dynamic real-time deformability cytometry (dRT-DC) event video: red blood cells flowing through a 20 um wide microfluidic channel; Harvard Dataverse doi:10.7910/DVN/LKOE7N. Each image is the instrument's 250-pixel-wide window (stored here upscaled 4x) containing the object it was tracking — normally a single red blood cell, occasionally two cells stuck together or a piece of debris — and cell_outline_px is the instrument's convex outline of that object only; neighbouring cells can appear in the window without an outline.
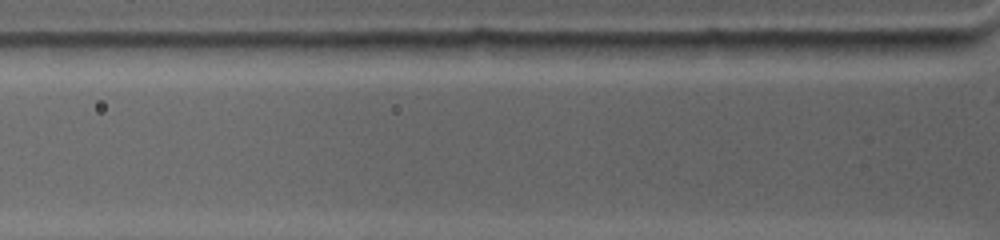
{"species": "common noctule bat (a hibernating species)", "species_latin": "Nyctalus noctula", "temperature_condition": "warm", "stored_images_in_passage": 2, "camera_frame_rate_fps": 4500, "um_per_image_px": 0.085, "animal": {"sex": "female", "body_mass_g": 19.0, "forearm_length_mm": 53.3}, "frame": {"image": 1, "passage_image": 2, "time_ms": 0.444, "image_size_px": [1000, 240], "cell_outline_px": [[956, 40], [952, 48], [948, 52], [916, 56], [852, 52], [844, 44], [848, 40]], "centroid_in_image_um": [76.56, 3.98], "position_along_channel_um": 49.2, "area_um2": 10.52}}